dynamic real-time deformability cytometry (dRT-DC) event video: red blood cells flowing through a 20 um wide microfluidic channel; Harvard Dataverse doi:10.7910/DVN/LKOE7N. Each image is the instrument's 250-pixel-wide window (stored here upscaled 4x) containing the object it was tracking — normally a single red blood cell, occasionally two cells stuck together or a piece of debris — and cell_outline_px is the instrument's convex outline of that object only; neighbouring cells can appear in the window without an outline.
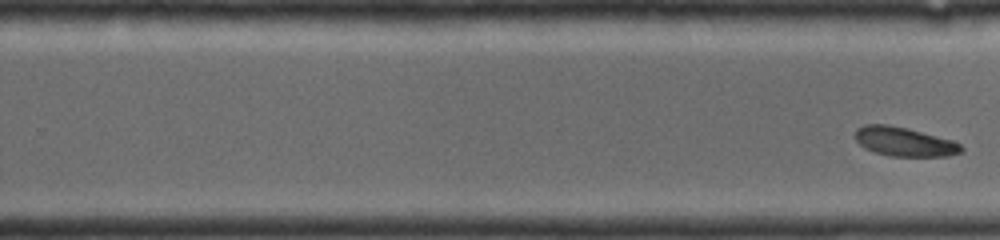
{"species": "common noctule bat (a hibernating species)", "species_latin": "Nyctalus noctula", "temperature_condition": "room temperature", "stored_images_in_passage": 9, "segment_of_instrument_passage": [2, 2], "camera_frame_rate_fps": 4000, "um_per_image_px": 0.085, "animal": {"sex": "female", "body_mass_g": 19.0, "forearm_length_mm": 56.7}, "frame": {"image": 1, "passage_image": 9, "time_ms": 6.75, "image_size_px": [1000, 240], "cell_outline_px": [[964, 148], [960, 152], [948, 156], [892, 156], [876, 152], [864, 148], [856, 140], [856, 128], [864, 124], [888, 124], [908, 128], [956, 140]], "centroid_in_image_um": [76.9, 12.03], "position_along_channel_um": 252.9, "area_um2": 18.15}}